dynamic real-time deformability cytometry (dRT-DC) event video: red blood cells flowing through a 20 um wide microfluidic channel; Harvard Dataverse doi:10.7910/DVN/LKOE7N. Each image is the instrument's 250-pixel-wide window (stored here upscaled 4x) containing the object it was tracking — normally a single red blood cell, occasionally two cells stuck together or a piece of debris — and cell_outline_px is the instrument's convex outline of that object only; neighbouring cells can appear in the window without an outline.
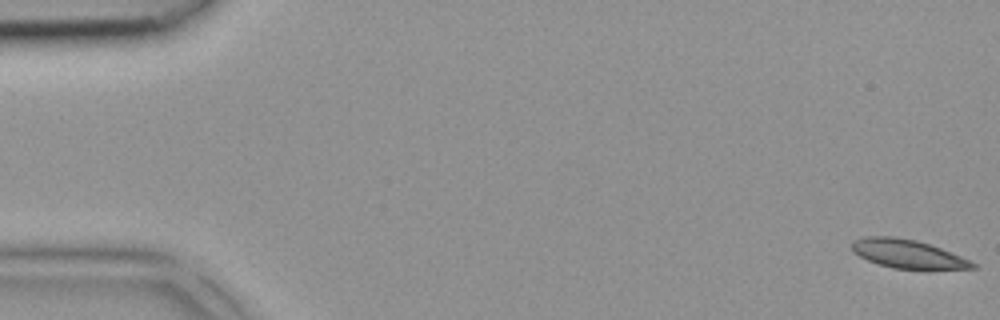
{"species": "common noctule bat (a hibernating species)", "species_latin": "Nyctalus noctula", "temperature_condition": "room temperature", "stored_images_in_passage": 5, "camera_frame_rate_fps": 3000, "um_per_image_px": 0.085, "animal": {"sex": "female", "body_mass_g": 18.4}, "frame": {"image": 1, "passage_image": 1, "time_ms": 0.0, "image_size_px": [1000, 320], "cell_outline_px": [[976, 268], [892, 268], [868, 260], [852, 252], [852, 240], [864, 236], [892, 236], [916, 240], [940, 248], [960, 256], [976, 264]], "centroid_in_image_um": [77.07, 21.55], "position_along_channel_um": 7.9, "area_um2": 19.59}}
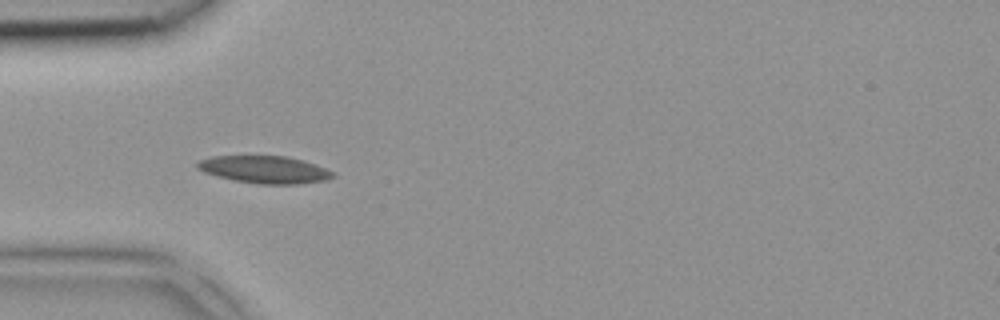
{"frame": {"image": 2, "passage_image": 4, "time_ms": 1.0, "image_size_px": [1000, 320], "cell_outline_px": [[336, 176], [328, 180], [300, 184], [260, 184], [236, 180], [216, 176], [204, 172], [196, 168], [196, 164], [200, 160], [212, 156], [288, 156], [304, 160], [336, 172]], "centroid_in_image_um": [22.55, 14.41], "position_along_channel_um": 62.5, "area_um2": 21.79}}